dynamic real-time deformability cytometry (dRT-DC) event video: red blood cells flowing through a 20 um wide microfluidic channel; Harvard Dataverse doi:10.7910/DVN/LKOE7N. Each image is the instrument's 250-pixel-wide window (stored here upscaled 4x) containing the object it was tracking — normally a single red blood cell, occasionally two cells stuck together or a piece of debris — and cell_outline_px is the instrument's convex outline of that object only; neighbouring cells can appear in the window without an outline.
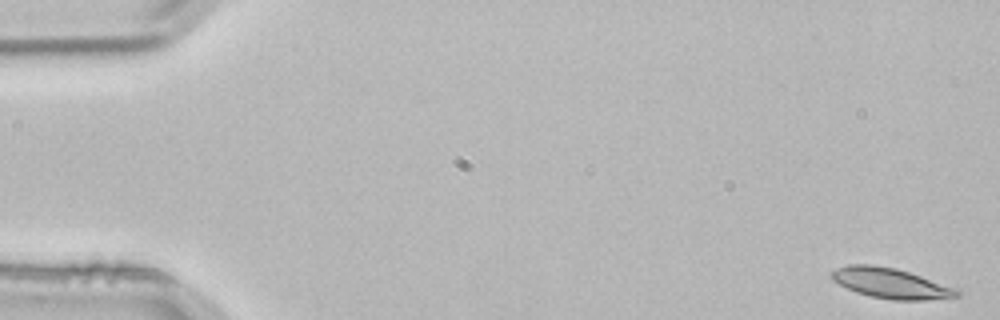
{"species": "common noctule bat (a hibernating species)", "species_latin": "Nyctalus noctula", "temperature_condition": "room temperature", "stored_images_in_passage": 3, "camera_frame_rate_fps": 3000, "um_per_image_px": 0.085, "animal": {"sex": "male", "body_mass_g": 21.5, "forearm_length_mm": 52.0}, "frame": {"image": 1, "passage_image": 1, "time_ms": 0.0, "image_size_px": [1000, 320], "cell_outline_px": [[960, 296], [924, 300], [892, 300], [872, 296], [856, 292], [832, 280], [832, 272], [836, 268], [848, 264], [872, 264], [896, 268], [960, 288]], "centroid_in_image_um": [75.77, 24.07], "position_along_channel_um": 9.2, "area_um2": 22.2}}